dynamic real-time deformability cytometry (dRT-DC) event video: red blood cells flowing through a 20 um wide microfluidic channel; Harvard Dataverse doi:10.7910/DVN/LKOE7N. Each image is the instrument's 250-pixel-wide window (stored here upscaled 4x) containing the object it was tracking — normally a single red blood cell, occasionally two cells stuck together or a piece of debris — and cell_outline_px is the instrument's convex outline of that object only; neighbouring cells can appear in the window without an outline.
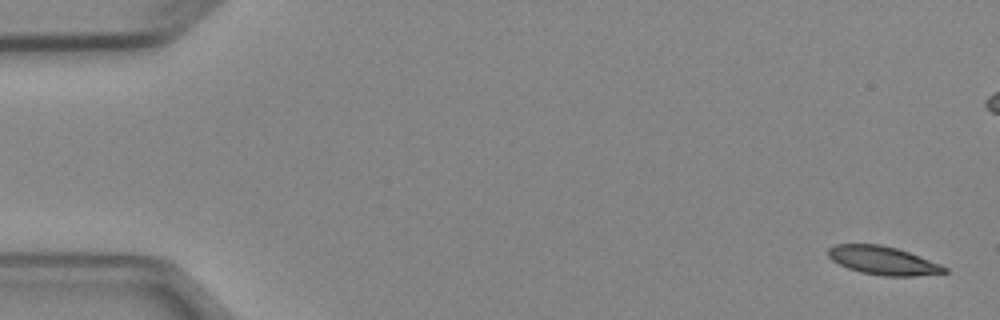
{"species": "Egyptian fruit bat (a non-hibernating species)", "species_latin": "Rousettus aegyptiacus", "temperature_condition": "cold", "stored_images_in_passage": 6, "camera_frame_rate_fps": 3000, "um_per_image_px": 0.085, "animal": {"sex": "female"}, "frame": {"image": 1, "passage_image": 1, "time_ms": 0.0, "image_size_px": [1000, 320], "cell_outline_px": [[948, 272], [916, 276], [880, 276], [860, 272], [848, 268], [832, 260], [828, 256], [828, 248], [836, 244], [880, 244], [896, 248], [908, 252], [940, 264], [948, 268]], "centroid_in_image_um": [75.05, 22.15], "position_along_channel_um": 10.0, "area_um2": 19.19}}
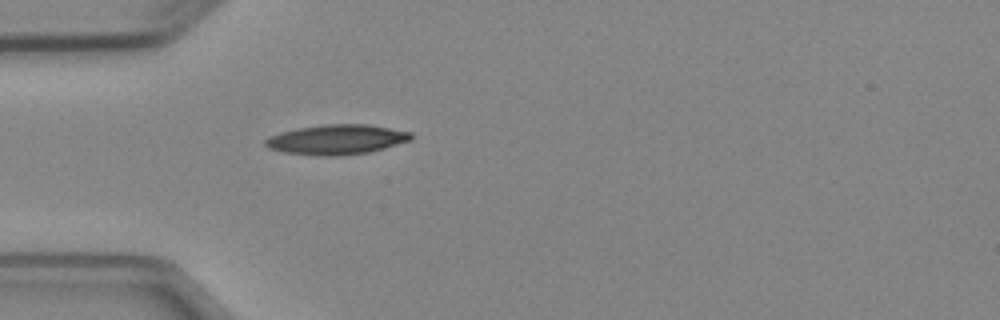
{"frame": {"image": 2, "passage_image": 6, "time_ms": 6.667, "image_size_px": [1000, 320], "cell_outline_px": [[412, 140], [384, 148], [368, 152], [340, 156], [320, 156], [284, 152], [268, 148], [264, 144], [264, 140], [268, 136], [280, 132], [300, 128], [324, 124], [364, 124], [412, 132]], "centroid_in_image_um": [28.59, 11.86], "position_along_channel_um": 56.4, "area_um2": 25.32}}